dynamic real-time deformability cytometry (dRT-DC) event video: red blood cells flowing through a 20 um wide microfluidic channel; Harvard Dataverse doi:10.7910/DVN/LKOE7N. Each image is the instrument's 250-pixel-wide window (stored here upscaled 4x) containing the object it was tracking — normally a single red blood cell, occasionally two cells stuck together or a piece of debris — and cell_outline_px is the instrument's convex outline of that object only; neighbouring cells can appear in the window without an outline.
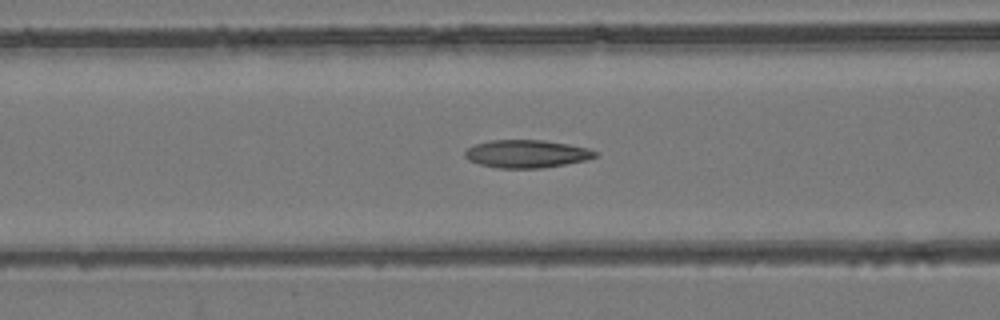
{"species": "common noctule bat (a hibernating species)", "species_latin": "Nyctalus noctula", "temperature_condition": "room temperature", "stored_images_in_passage": 43, "camera_frame_rate_fps": 3000, "um_per_image_px": 0.085, "animal": {"sex": "female", "body_mass_g": 24.6, "forearm_length_mm": 56.2}, "frame": {"image": 1, "passage_image": 12, "time_ms": 3.667, "image_size_px": [1000, 320], "cell_outline_px": [[596, 156], [584, 160], [564, 164], [540, 168], [496, 168], [480, 164], [468, 160], [464, 156], [464, 152], [468, 148], [476, 144], [492, 140], [544, 140], [568, 144], [588, 148], [596, 152]], "centroid_in_image_um": [44.72, 13.07], "position_along_channel_um": 121.9, "area_um2": 20.92}}
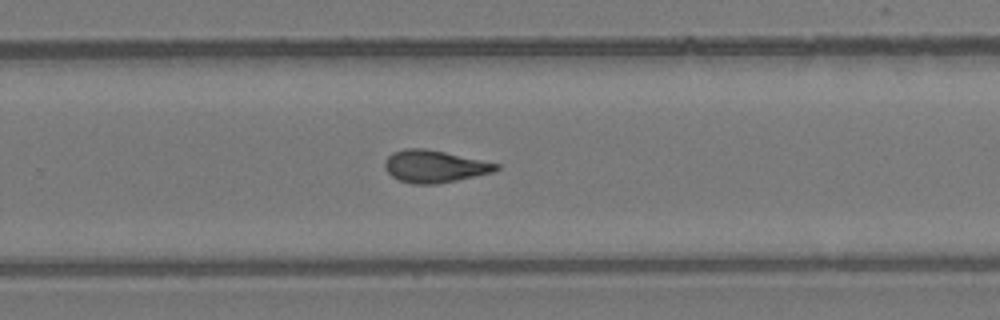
{"frame": {"image": 2, "passage_image": 25, "time_ms": 8.0, "image_size_px": [1000, 320], "cell_outline_px": [[500, 168], [492, 172], [456, 180], [436, 184], [412, 184], [400, 180], [392, 176], [384, 168], [384, 164], [388, 156], [392, 152], [404, 148], [424, 148], [444, 152], [500, 164]], "centroid_in_image_um": [36.9, 14.14], "position_along_channel_um": 292.9, "area_um2": 20.75}}
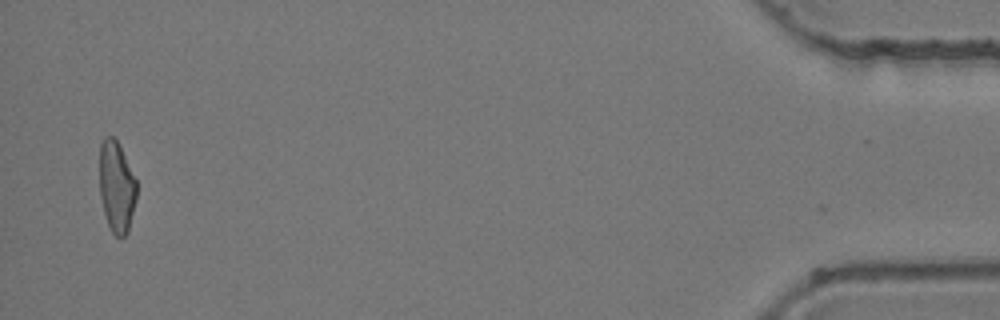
{"frame": {"image": 3, "passage_image": 42, "time_ms": 13.667, "image_size_px": [1000, 320], "cell_outline_px": [[136, 200], [128, 232], [120, 240], [112, 232], [108, 224], [104, 212], [100, 196], [100, 144], [104, 136], [112, 136], [116, 140], [136, 180]], "centroid_in_image_um": [9.9, 15.91], "position_along_channel_um": 425.3, "area_um2": 19.54}, "authors_computed_cell_mechanics": {"area_um2": 20.519, "velocity_mm_per_s": 3.9558, "shape_relaxation_time_tau1_ms": 8.7369, "shape_relaxation_time_tau2_ms": 2.3954, "deformation_change_tau1": 0.2323, "deformation_change_tau2": 0.1134}}